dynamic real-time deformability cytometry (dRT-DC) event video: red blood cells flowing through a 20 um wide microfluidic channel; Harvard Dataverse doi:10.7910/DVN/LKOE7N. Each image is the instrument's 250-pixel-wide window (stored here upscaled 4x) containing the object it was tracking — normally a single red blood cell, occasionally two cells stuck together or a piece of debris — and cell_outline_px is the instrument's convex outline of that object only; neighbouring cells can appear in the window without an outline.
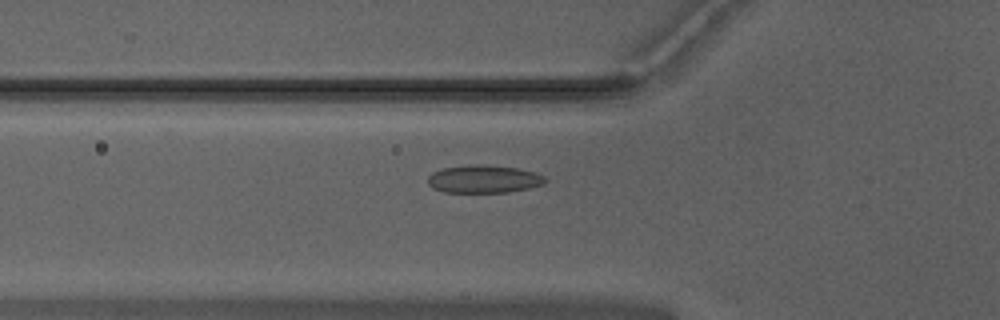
{"species": "Egyptian fruit bat (a non-hibernating species)", "species_latin": "Rousettus aegyptiacus", "temperature_condition": "warm", "stored_images_in_passage": 44, "camera_frame_rate_fps": 3000, "um_per_image_px": 0.085, "animal": {"sex": "male"}, "frame": {"image": 1, "passage_image": 10, "time_ms": 3.0, "image_size_px": [1000, 320], "cell_outline_px": [[548, 180], [544, 184], [528, 188], [508, 192], [444, 192], [432, 188], [428, 184], [428, 176], [432, 172], [440, 168], [476, 164], [480, 164], [520, 168], [536, 172], [544, 176]], "centroid_in_image_um": [41.13, 15.21], "position_along_channel_um": 84.7, "area_um2": 19.25}}
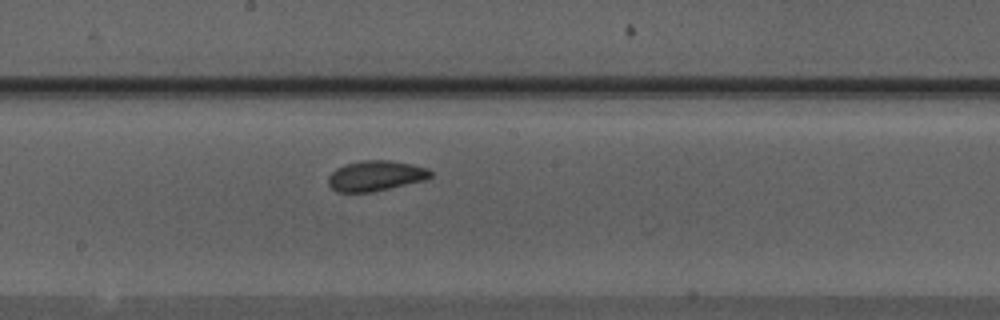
{"frame": {"image": 2, "passage_image": 20, "time_ms": 6.333, "image_size_px": [1000, 320], "cell_outline_px": [[432, 176], [428, 180], [372, 192], [336, 192], [328, 184], [328, 176], [336, 168], [344, 164], [360, 160], [392, 160], [412, 164], [428, 168], [432, 172]], "centroid_in_image_um": [31.95, 14.94], "position_along_channel_um": 216.2, "area_um2": 18.44}}
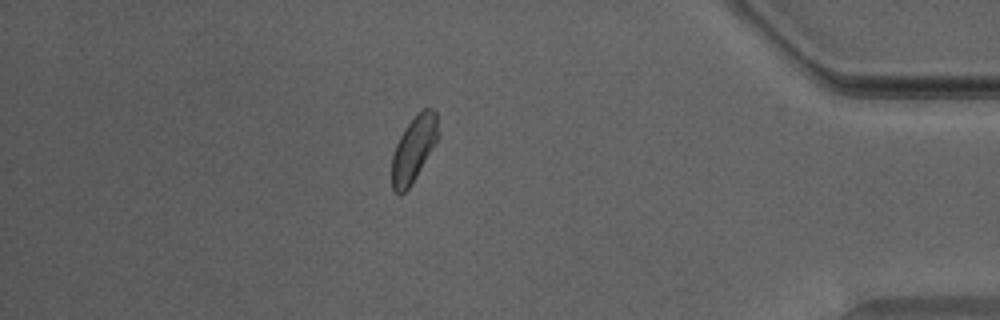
{"frame": {"image": 3, "passage_image": 37, "time_ms": 12.0, "image_size_px": [1000, 320], "cell_outline_px": [[440, 136], [412, 184], [404, 192], [396, 192], [392, 188], [392, 156], [396, 144], [404, 128], [424, 108], [432, 108], [436, 112]], "centroid_in_image_um": [35.19, 12.64], "position_along_channel_um": 400.0, "area_um2": 17.57}, "authors_computed_cell_mechanics": {"area_um2": 18.207, "velocity_mm_per_s": 3.9438, "shape_relaxation_time_tau1_ms": 3.6908, "shape_relaxation_time_tau2_ms": 0.9754, "deformation_change_tau1": 0.0951, "deformation_change_tau2": 0.0529}}